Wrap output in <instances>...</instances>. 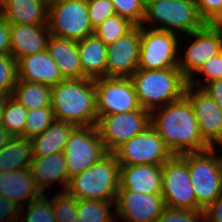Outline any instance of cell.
<instances>
[{
    "label": "cell",
    "instance_id": "cell-1",
    "mask_svg": "<svg viewBox=\"0 0 222 222\" xmlns=\"http://www.w3.org/2000/svg\"><path fill=\"white\" fill-rule=\"evenodd\" d=\"M151 125L173 155L201 152L211 148L201 137L198 119L185 95L154 109L151 112Z\"/></svg>",
    "mask_w": 222,
    "mask_h": 222
},
{
    "label": "cell",
    "instance_id": "cell-2",
    "mask_svg": "<svg viewBox=\"0 0 222 222\" xmlns=\"http://www.w3.org/2000/svg\"><path fill=\"white\" fill-rule=\"evenodd\" d=\"M55 120L76 126L97 125L95 79H65L52 87Z\"/></svg>",
    "mask_w": 222,
    "mask_h": 222
},
{
    "label": "cell",
    "instance_id": "cell-3",
    "mask_svg": "<svg viewBox=\"0 0 222 222\" xmlns=\"http://www.w3.org/2000/svg\"><path fill=\"white\" fill-rule=\"evenodd\" d=\"M130 78L141 107L150 112L180 99L187 86V80L178 67L137 69Z\"/></svg>",
    "mask_w": 222,
    "mask_h": 222
},
{
    "label": "cell",
    "instance_id": "cell-4",
    "mask_svg": "<svg viewBox=\"0 0 222 222\" xmlns=\"http://www.w3.org/2000/svg\"><path fill=\"white\" fill-rule=\"evenodd\" d=\"M120 164L108 152L81 174L69 179L66 192L78 200L115 201L119 190Z\"/></svg>",
    "mask_w": 222,
    "mask_h": 222
},
{
    "label": "cell",
    "instance_id": "cell-5",
    "mask_svg": "<svg viewBox=\"0 0 222 222\" xmlns=\"http://www.w3.org/2000/svg\"><path fill=\"white\" fill-rule=\"evenodd\" d=\"M205 25L194 0H146L145 17L141 26L186 38L185 35Z\"/></svg>",
    "mask_w": 222,
    "mask_h": 222
},
{
    "label": "cell",
    "instance_id": "cell-6",
    "mask_svg": "<svg viewBox=\"0 0 222 222\" xmlns=\"http://www.w3.org/2000/svg\"><path fill=\"white\" fill-rule=\"evenodd\" d=\"M217 147L180 155L188 164L197 202L205 209L222 194V155Z\"/></svg>",
    "mask_w": 222,
    "mask_h": 222
},
{
    "label": "cell",
    "instance_id": "cell-7",
    "mask_svg": "<svg viewBox=\"0 0 222 222\" xmlns=\"http://www.w3.org/2000/svg\"><path fill=\"white\" fill-rule=\"evenodd\" d=\"M48 28L52 36L82 40L94 33L87 0H52L48 4Z\"/></svg>",
    "mask_w": 222,
    "mask_h": 222
},
{
    "label": "cell",
    "instance_id": "cell-8",
    "mask_svg": "<svg viewBox=\"0 0 222 222\" xmlns=\"http://www.w3.org/2000/svg\"><path fill=\"white\" fill-rule=\"evenodd\" d=\"M181 39L178 34L172 32L141 26L138 69L178 67Z\"/></svg>",
    "mask_w": 222,
    "mask_h": 222
},
{
    "label": "cell",
    "instance_id": "cell-9",
    "mask_svg": "<svg viewBox=\"0 0 222 222\" xmlns=\"http://www.w3.org/2000/svg\"><path fill=\"white\" fill-rule=\"evenodd\" d=\"M162 197L166 207L200 211L190 181L188 164L180 155H173L162 165Z\"/></svg>",
    "mask_w": 222,
    "mask_h": 222
},
{
    "label": "cell",
    "instance_id": "cell-10",
    "mask_svg": "<svg viewBox=\"0 0 222 222\" xmlns=\"http://www.w3.org/2000/svg\"><path fill=\"white\" fill-rule=\"evenodd\" d=\"M185 36L187 38L183 44L180 40L182 49H180L178 68L188 81L210 57L222 52V29L215 24H206L201 29ZM187 40H191L188 42L189 46L186 45ZM181 50L182 53L185 51L183 55Z\"/></svg>",
    "mask_w": 222,
    "mask_h": 222
},
{
    "label": "cell",
    "instance_id": "cell-11",
    "mask_svg": "<svg viewBox=\"0 0 222 222\" xmlns=\"http://www.w3.org/2000/svg\"><path fill=\"white\" fill-rule=\"evenodd\" d=\"M107 153L97 126H77L64 150L69 179L81 174Z\"/></svg>",
    "mask_w": 222,
    "mask_h": 222
},
{
    "label": "cell",
    "instance_id": "cell-12",
    "mask_svg": "<svg viewBox=\"0 0 222 222\" xmlns=\"http://www.w3.org/2000/svg\"><path fill=\"white\" fill-rule=\"evenodd\" d=\"M113 153L120 166L163 165L173 156L152 125L123 143Z\"/></svg>",
    "mask_w": 222,
    "mask_h": 222
},
{
    "label": "cell",
    "instance_id": "cell-13",
    "mask_svg": "<svg viewBox=\"0 0 222 222\" xmlns=\"http://www.w3.org/2000/svg\"><path fill=\"white\" fill-rule=\"evenodd\" d=\"M149 125H151V112L141 108L126 113L98 116L96 126L106 151L113 153Z\"/></svg>",
    "mask_w": 222,
    "mask_h": 222
},
{
    "label": "cell",
    "instance_id": "cell-14",
    "mask_svg": "<svg viewBox=\"0 0 222 222\" xmlns=\"http://www.w3.org/2000/svg\"><path fill=\"white\" fill-rule=\"evenodd\" d=\"M95 89L98 116L126 113L142 108L131 78H97Z\"/></svg>",
    "mask_w": 222,
    "mask_h": 222
},
{
    "label": "cell",
    "instance_id": "cell-15",
    "mask_svg": "<svg viewBox=\"0 0 222 222\" xmlns=\"http://www.w3.org/2000/svg\"><path fill=\"white\" fill-rule=\"evenodd\" d=\"M184 95L191 103L198 119L202 139L211 147L222 145V111L206 92L192 85L186 86Z\"/></svg>",
    "mask_w": 222,
    "mask_h": 222
},
{
    "label": "cell",
    "instance_id": "cell-16",
    "mask_svg": "<svg viewBox=\"0 0 222 222\" xmlns=\"http://www.w3.org/2000/svg\"><path fill=\"white\" fill-rule=\"evenodd\" d=\"M161 193L145 194L118 190L115 200V215L125 222H156L165 209Z\"/></svg>",
    "mask_w": 222,
    "mask_h": 222
},
{
    "label": "cell",
    "instance_id": "cell-17",
    "mask_svg": "<svg viewBox=\"0 0 222 222\" xmlns=\"http://www.w3.org/2000/svg\"><path fill=\"white\" fill-rule=\"evenodd\" d=\"M140 46L141 26L138 25L107 46L106 77L130 78L138 69Z\"/></svg>",
    "mask_w": 222,
    "mask_h": 222
},
{
    "label": "cell",
    "instance_id": "cell-18",
    "mask_svg": "<svg viewBox=\"0 0 222 222\" xmlns=\"http://www.w3.org/2000/svg\"><path fill=\"white\" fill-rule=\"evenodd\" d=\"M10 54L18 61L20 58L41 53L47 49L51 33L47 25L9 24Z\"/></svg>",
    "mask_w": 222,
    "mask_h": 222
},
{
    "label": "cell",
    "instance_id": "cell-19",
    "mask_svg": "<svg viewBox=\"0 0 222 222\" xmlns=\"http://www.w3.org/2000/svg\"><path fill=\"white\" fill-rule=\"evenodd\" d=\"M30 170L36 187L42 195H46L45 191L56 182L62 185L61 192L66 191L69 177L64 152L44 157H33Z\"/></svg>",
    "mask_w": 222,
    "mask_h": 222
},
{
    "label": "cell",
    "instance_id": "cell-20",
    "mask_svg": "<svg viewBox=\"0 0 222 222\" xmlns=\"http://www.w3.org/2000/svg\"><path fill=\"white\" fill-rule=\"evenodd\" d=\"M18 79L51 87L65 80L47 50L20 58L18 60Z\"/></svg>",
    "mask_w": 222,
    "mask_h": 222
},
{
    "label": "cell",
    "instance_id": "cell-21",
    "mask_svg": "<svg viewBox=\"0 0 222 222\" xmlns=\"http://www.w3.org/2000/svg\"><path fill=\"white\" fill-rule=\"evenodd\" d=\"M119 190L145 194L162 191V165L120 166Z\"/></svg>",
    "mask_w": 222,
    "mask_h": 222
},
{
    "label": "cell",
    "instance_id": "cell-22",
    "mask_svg": "<svg viewBox=\"0 0 222 222\" xmlns=\"http://www.w3.org/2000/svg\"><path fill=\"white\" fill-rule=\"evenodd\" d=\"M0 196L23 207L39 199L42 194L36 187L30 168H27L0 172Z\"/></svg>",
    "mask_w": 222,
    "mask_h": 222
},
{
    "label": "cell",
    "instance_id": "cell-23",
    "mask_svg": "<svg viewBox=\"0 0 222 222\" xmlns=\"http://www.w3.org/2000/svg\"><path fill=\"white\" fill-rule=\"evenodd\" d=\"M46 0H4L0 14L9 24L47 25Z\"/></svg>",
    "mask_w": 222,
    "mask_h": 222
},
{
    "label": "cell",
    "instance_id": "cell-24",
    "mask_svg": "<svg viewBox=\"0 0 222 222\" xmlns=\"http://www.w3.org/2000/svg\"><path fill=\"white\" fill-rule=\"evenodd\" d=\"M46 50L59 67L64 79L87 78L80 63L77 41L51 35Z\"/></svg>",
    "mask_w": 222,
    "mask_h": 222
},
{
    "label": "cell",
    "instance_id": "cell-25",
    "mask_svg": "<svg viewBox=\"0 0 222 222\" xmlns=\"http://www.w3.org/2000/svg\"><path fill=\"white\" fill-rule=\"evenodd\" d=\"M83 74L90 79L106 77L107 45L94 34L77 41Z\"/></svg>",
    "mask_w": 222,
    "mask_h": 222
},
{
    "label": "cell",
    "instance_id": "cell-26",
    "mask_svg": "<svg viewBox=\"0 0 222 222\" xmlns=\"http://www.w3.org/2000/svg\"><path fill=\"white\" fill-rule=\"evenodd\" d=\"M76 127L75 124L55 120L43 133L30 139L33 157L64 152L66 143Z\"/></svg>",
    "mask_w": 222,
    "mask_h": 222
},
{
    "label": "cell",
    "instance_id": "cell-27",
    "mask_svg": "<svg viewBox=\"0 0 222 222\" xmlns=\"http://www.w3.org/2000/svg\"><path fill=\"white\" fill-rule=\"evenodd\" d=\"M32 158L31 140L22 136H12L0 149V172L30 168Z\"/></svg>",
    "mask_w": 222,
    "mask_h": 222
},
{
    "label": "cell",
    "instance_id": "cell-28",
    "mask_svg": "<svg viewBox=\"0 0 222 222\" xmlns=\"http://www.w3.org/2000/svg\"><path fill=\"white\" fill-rule=\"evenodd\" d=\"M51 90L49 85L18 79L12 97L27 110L51 107Z\"/></svg>",
    "mask_w": 222,
    "mask_h": 222
},
{
    "label": "cell",
    "instance_id": "cell-29",
    "mask_svg": "<svg viewBox=\"0 0 222 222\" xmlns=\"http://www.w3.org/2000/svg\"><path fill=\"white\" fill-rule=\"evenodd\" d=\"M113 207L115 201L78 200V218L73 222H118Z\"/></svg>",
    "mask_w": 222,
    "mask_h": 222
},
{
    "label": "cell",
    "instance_id": "cell-30",
    "mask_svg": "<svg viewBox=\"0 0 222 222\" xmlns=\"http://www.w3.org/2000/svg\"><path fill=\"white\" fill-rule=\"evenodd\" d=\"M135 26L129 19L114 15L106 18L94 28V35L100 38L107 46L127 34Z\"/></svg>",
    "mask_w": 222,
    "mask_h": 222
},
{
    "label": "cell",
    "instance_id": "cell-31",
    "mask_svg": "<svg viewBox=\"0 0 222 222\" xmlns=\"http://www.w3.org/2000/svg\"><path fill=\"white\" fill-rule=\"evenodd\" d=\"M27 113L28 110L25 107L12 96H9L4 107L1 125L6 128L12 136L24 137V126Z\"/></svg>",
    "mask_w": 222,
    "mask_h": 222
},
{
    "label": "cell",
    "instance_id": "cell-32",
    "mask_svg": "<svg viewBox=\"0 0 222 222\" xmlns=\"http://www.w3.org/2000/svg\"><path fill=\"white\" fill-rule=\"evenodd\" d=\"M19 222H57L52 200L48 199L46 195H42L39 199L21 207Z\"/></svg>",
    "mask_w": 222,
    "mask_h": 222
},
{
    "label": "cell",
    "instance_id": "cell-33",
    "mask_svg": "<svg viewBox=\"0 0 222 222\" xmlns=\"http://www.w3.org/2000/svg\"><path fill=\"white\" fill-rule=\"evenodd\" d=\"M55 121L52 107L28 110L24 126V137L32 139L43 133Z\"/></svg>",
    "mask_w": 222,
    "mask_h": 222
},
{
    "label": "cell",
    "instance_id": "cell-34",
    "mask_svg": "<svg viewBox=\"0 0 222 222\" xmlns=\"http://www.w3.org/2000/svg\"><path fill=\"white\" fill-rule=\"evenodd\" d=\"M57 222H73L77 219L78 199L71 196L66 191L57 192L54 197H50Z\"/></svg>",
    "mask_w": 222,
    "mask_h": 222
},
{
    "label": "cell",
    "instance_id": "cell-35",
    "mask_svg": "<svg viewBox=\"0 0 222 222\" xmlns=\"http://www.w3.org/2000/svg\"><path fill=\"white\" fill-rule=\"evenodd\" d=\"M18 82V61L11 54H0V94L12 96Z\"/></svg>",
    "mask_w": 222,
    "mask_h": 222
},
{
    "label": "cell",
    "instance_id": "cell-36",
    "mask_svg": "<svg viewBox=\"0 0 222 222\" xmlns=\"http://www.w3.org/2000/svg\"><path fill=\"white\" fill-rule=\"evenodd\" d=\"M199 75L202 76L200 77L202 78V82H200L201 79ZM197 79L200 80L198 81ZM218 79H222V52L216 56L210 57L187 81V84L201 88L206 82Z\"/></svg>",
    "mask_w": 222,
    "mask_h": 222
},
{
    "label": "cell",
    "instance_id": "cell-37",
    "mask_svg": "<svg viewBox=\"0 0 222 222\" xmlns=\"http://www.w3.org/2000/svg\"><path fill=\"white\" fill-rule=\"evenodd\" d=\"M116 15L129 19L135 25L141 26L145 17L146 0H110Z\"/></svg>",
    "mask_w": 222,
    "mask_h": 222
},
{
    "label": "cell",
    "instance_id": "cell-38",
    "mask_svg": "<svg viewBox=\"0 0 222 222\" xmlns=\"http://www.w3.org/2000/svg\"><path fill=\"white\" fill-rule=\"evenodd\" d=\"M88 17L93 29L106 18L116 15L113 3L110 0H87Z\"/></svg>",
    "mask_w": 222,
    "mask_h": 222
},
{
    "label": "cell",
    "instance_id": "cell-39",
    "mask_svg": "<svg viewBox=\"0 0 222 222\" xmlns=\"http://www.w3.org/2000/svg\"><path fill=\"white\" fill-rule=\"evenodd\" d=\"M156 222H205L204 210L191 211L165 207Z\"/></svg>",
    "mask_w": 222,
    "mask_h": 222
},
{
    "label": "cell",
    "instance_id": "cell-40",
    "mask_svg": "<svg viewBox=\"0 0 222 222\" xmlns=\"http://www.w3.org/2000/svg\"><path fill=\"white\" fill-rule=\"evenodd\" d=\"M206 24H215L222 16V0H194Z\"/></svg>",
    "mask_w": 222,
    "mask_h": 222
},
{
    "label": "cell",
    "instance_id": "cell-41",
    "mask_svg": "<svg viewBox=\"0 0 222 222\" xmlns=\"http://www.w3.org/2000/svg\"><path fill=\"white\" fill-rule=\"evenodd\" d=\"M21 214V207L7 199L0 196V222H19Z\"/></svg>",
    "mask_w": 222,
    "mask_h": 222
},
{
    "label": "cell",
    "instance_id": "cell-42",
    "mask_svg": "<svg viewBox=\"0 0 222 222\" xmlns=\"http://www.w3.org/2000/svg\"><path fill=\"white\" fill-rule=\"evenodd\" d=\"M205 222H222V194L204 209Z\"/></svg>",
    "mask_w": 222,
    "mask_h": 222
},
{
    "label": "cell",
    "instance_id": "cell-43",
    "mask_svg": "<svg viewBox=\"0 0 222 222\" xmlns=\"http://www.w3.org/2000/svg\"><path fill=\"white\" fill-rule=\"evenodd\" d=\"M201 89L213 98L222 111V79L206 82Z\"/></svg>",
    "mask_w": 222,
    "mask_h": 222
},
{
    "label": "cell",
    "instance_id": "cell-44",
    "mask_svg": "<svg viewBox=\"0 0 222 222\" xmlns=\"http://www.w3.org/2000/svg\"><path fill=\"white\" fill-rule=\"evenodd\" d=\"M10 28L9 23L0 14V54H10Z\"/></svg>",
    "mask_w": 222,
    "mask_h": 222
},
{
    "label": "cell",
    "instance_id": "cell-45",
    "mask_svg": "<svg viewBox=\"0 0 222 222\" xmlns=\"http://www.w3.org/2000/svg\"><path fill=\"white\" fill-rule=\"evenodd\" d=\"M12 138V135L8 132L6 128L0 125V149Z\"/></svg>",
    "mask_w": 222,
    "mask_h": 222
},
{
    "label": "cell",
    "instance_id": "cell-46",
    "mask_svg": "<svg viewBox=\"0 0 222 222\" xmlns=\"http://www.w3.org/2000/svg\"><path fill=\"white\" fill-rule=\"evenodd\" d=\"M8 97L9 95L0 94V125L2 123L4 107H5L6 101L8 100Z\"/></svg>",
    "mask_w": 222,
    "mask_h": 222
},
{
    "label": "cell",
    "instance_id": "cell-47",
    "mask_svg": "<svg viewBox=\"0 0 222 222\" xmlns=\"http://www.w3.org/2000/svg\"><path fill=\"white\" fill-rule=\"evenodd\" d=\"M215 25H216L219 29H222V16H221L220 19L215 23Z\"/></svg>",
    "mask_w": 222,
    "mask_h": 222
},
{
    "label": "cell",
    "instance_id": "cell-48",
    "mask_svg": "<svg viewBox=\"0 0 222 222\" xmlns=\"http://www.w3.org/2000/svg\"><path fill=\"white\" fill-rule=\"evenodd\" d=\"M3 2H4V0H0V9L2 7Z\"/></svg>",
    "mask_w": 222,
    "mask_h": 222
}]
</instances>
